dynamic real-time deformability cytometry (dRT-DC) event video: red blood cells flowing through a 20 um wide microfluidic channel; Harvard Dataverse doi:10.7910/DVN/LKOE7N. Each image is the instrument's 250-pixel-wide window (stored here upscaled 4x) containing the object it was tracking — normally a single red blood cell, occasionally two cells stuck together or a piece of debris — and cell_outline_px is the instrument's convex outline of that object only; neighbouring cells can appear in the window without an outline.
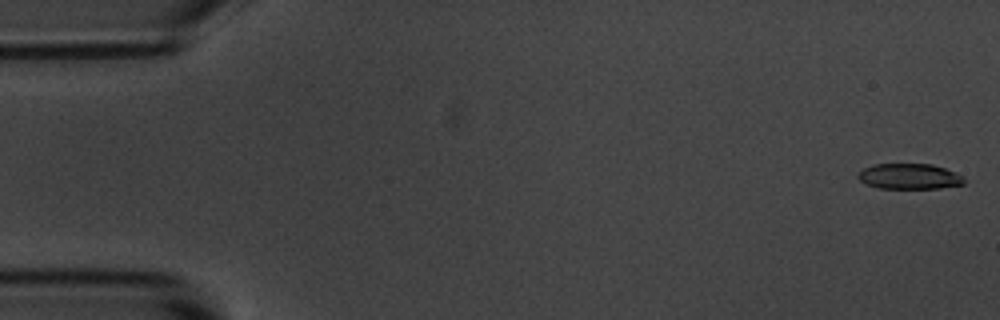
{"species": "common noctule bat (a hibernating species)", "species_latin": "Nyctalus noctula", "temperature_condition": "room temperature", "stored_images_in_passage": 5, "camera_frame_rate_fps": 3000, "um_per_image_px": 0.085, "animal": {"sex": "male", "body_mass_g": 20.1, "forearm_length_mm": 53.5}, "frame": {"image": 1, "passage_image": 1, "time_ms": 0.0, "image_size_px": [1000, 320], "cell_outline_px": [[964, 184], [940, 188], [880, 188], [868, 184], [860, 180], [856, 176], [864, 168], [872, 164], [932, 164], [944, 168], [960, 176], [964, 180]], "centroid_in_image_um": [77.26, 14.99], "position_along_channel_um": 7.7, "area_um2": 15.49}}
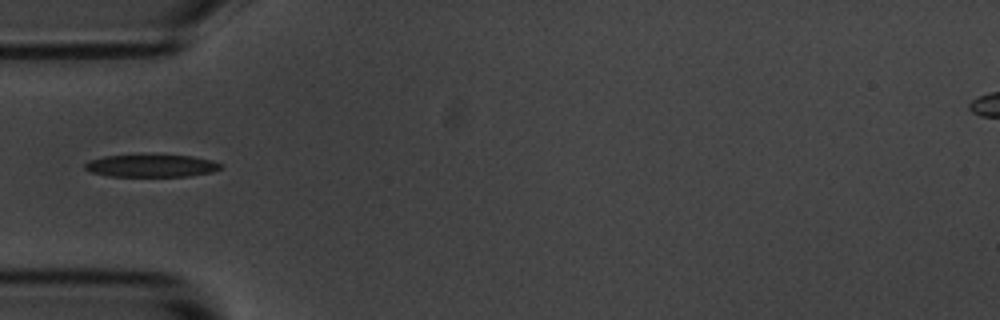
{"frame": {"image": 2, "passage_image": 5, "time_ms": 5.333, "image_size_px": [1000, 320], "cell_outline_px": [[224, 164], [220, 168], [212, 172], [188, 176], [108, 176], [92, 172], [84, 168], [84, 164], [88, 160], [104, 156], [192, 156], [212, 160]], "centroid_in_image_um": [12.87, 14.1], "position_along_channel_um": 72.1, "area_um2": 17.46}}